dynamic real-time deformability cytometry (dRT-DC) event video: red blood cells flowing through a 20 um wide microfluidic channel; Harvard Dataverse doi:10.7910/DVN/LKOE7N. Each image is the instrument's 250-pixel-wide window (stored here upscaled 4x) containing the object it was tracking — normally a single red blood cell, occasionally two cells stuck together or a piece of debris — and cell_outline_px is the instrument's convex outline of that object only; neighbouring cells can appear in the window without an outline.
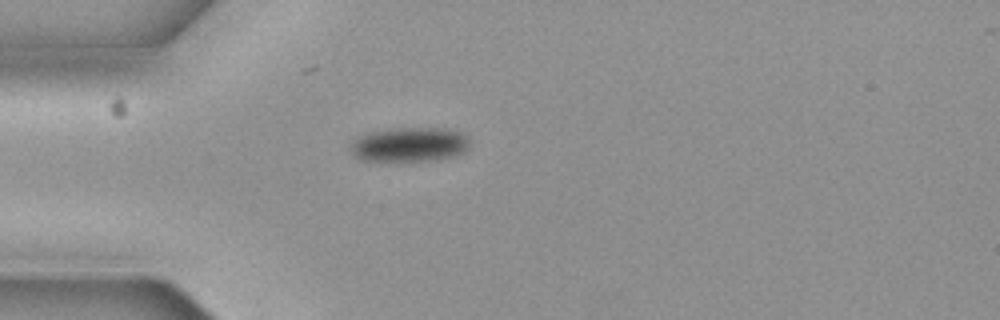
{"species": "common noctule bat (a hibernating species)", "species_latin": "Nyctalus noctula", "temperature_condition": "cold", "stored_images_in_passage": 4, "camera_frame_rate_fps": 3000, "um_per_image_px": 0.085, "animal": {"sex": "female", "body_mass_g": 19.3, "forearm_length_mm": 54.1}, "frame": {"image": 1, "passage_image": 4, "time_ms": 1.0, "image_size_px": [1000, 320], "cell_outline_px": [[468, 148], [464, 152], [456, 156], [436, 160], [392, 164], [356, 160], [352, 156], [352, 140], [368, 132], [392, 128], [444, 128], [460, 132], [468, 136]], "centroid_in_image_um": [34.75, 12.34], "position_along_channel_um": 50.2, "area_um2": 25.14}}